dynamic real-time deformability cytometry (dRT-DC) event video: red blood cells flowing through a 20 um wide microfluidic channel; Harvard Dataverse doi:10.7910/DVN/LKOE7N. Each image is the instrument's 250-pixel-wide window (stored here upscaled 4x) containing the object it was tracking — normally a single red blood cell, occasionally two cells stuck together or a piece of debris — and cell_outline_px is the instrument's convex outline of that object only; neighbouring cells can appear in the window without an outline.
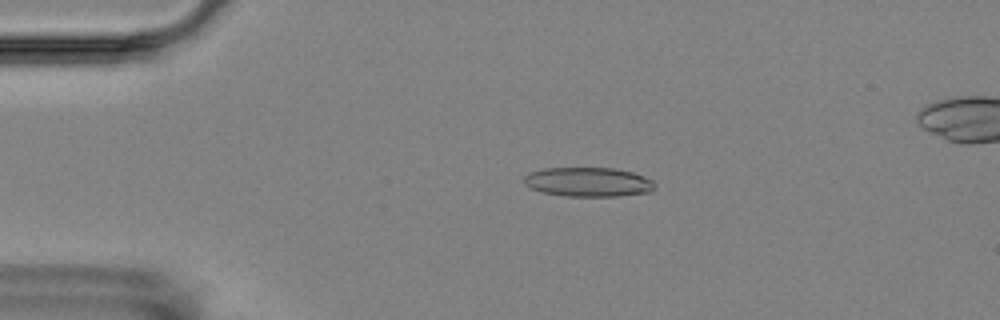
{"species": "Egyptian fruit bat (a non-hibernating species)", "species_latin": "Rousettus aegyptiacus", "temperature_condition": "room temperature", "stored_images_in_passage": 6, "camera_frame_rate_fps": 3000, "um_per_image_px": 0.085, "animal": {"sex": "female"}, "frame": {"image": 1, "passage_image": 4, "time_ms": 3.333, "image_size_px": [1000, 320], "cell_outline_px": [[656, 188], [648, 192], [620, 196], [564, 196], [540, 192], [524, 184], [524, 176], [528, 172], [544, 168], [612, 168], [632, 172], [644, 176], [652, 180]], "centroid_in_image_um": [49.97, 15.47], "position_along_channel_um": 35.0, "area_um2": 22.43}}